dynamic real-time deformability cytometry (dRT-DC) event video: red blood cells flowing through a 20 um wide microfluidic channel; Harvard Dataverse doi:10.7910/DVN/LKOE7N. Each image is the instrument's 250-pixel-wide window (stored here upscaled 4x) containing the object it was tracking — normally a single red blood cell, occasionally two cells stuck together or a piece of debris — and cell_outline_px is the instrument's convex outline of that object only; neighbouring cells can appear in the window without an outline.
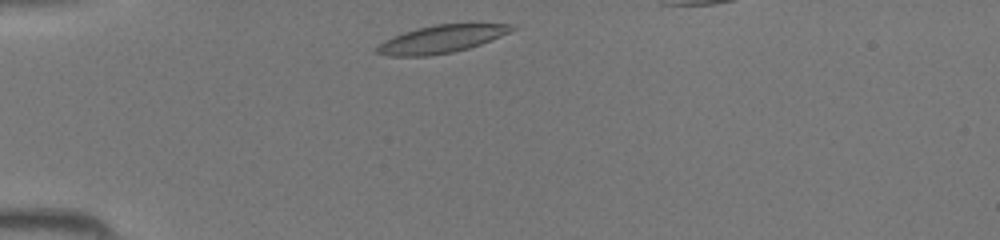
{"species": "common noctule bat (a hibernating species)", "species_latin": "Nyctalus noctula", "temperature_condition": "room temperature", "stored_images_in_passage": 30, "camera_frame_rate_fps": 3000, "um_per_image_px": 0.085, "animal": {"sex": "female", "body_mass_g": 19.5, "forearm_length_mm": 54.1}, "frame": {"image": 1, "passage_image": 1, "time_ms": 0.0, "image_size_px": [1000, 240], "cell_outline_px": [[516, 28], [500, 36], [480, 44], [468, 48], [452, 52], [428, 56], [388, 56], [376, 52], [376, 48], [384, 40], [404, 32], [416, 28], [436, 24], [512, 24]], "centroid_in_image_um": [37.48, 3.32], "position_along_channel_um": 47.5, "area_um2": 21.44}}
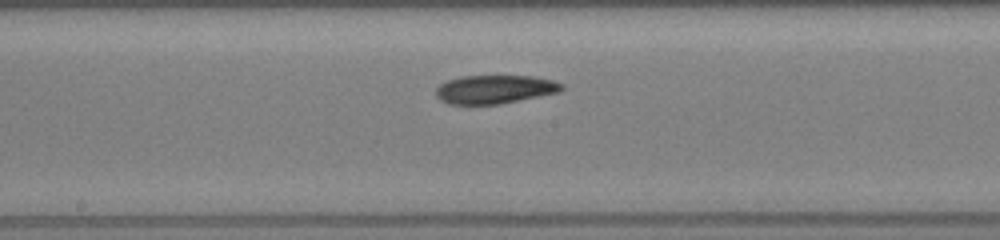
{"frame": {"image": 2, "passage_image": 13, "time_ms": 4.0, "image_size_px": [1000, 240], "cell_outline_px": [[564, 88], [560, 92], [500, 104], [448, 104], [440, 100], [436, 96], [436, 88], [440, 84], [448, 80], [460, 76], [532, 76], [552, 80], [564, 84]], "centroid_in_image_um": [42.06, 7.59], "position_along_channel_um": 206.1, "area_um2": 20.98}}
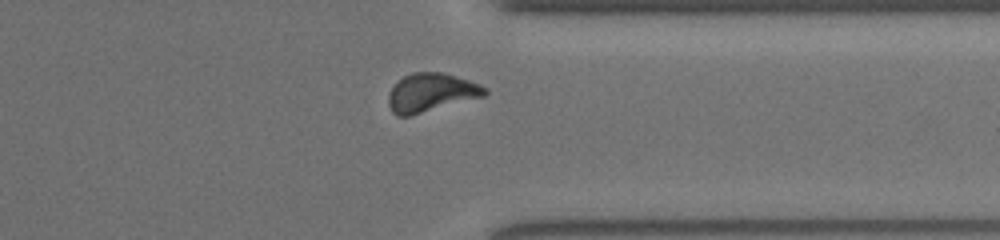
{"frame": {"image": 3, "passage_image": 24, "time_ms": 7.667, "image_size_px": [1000, 240], "cell_outline_px": [[488, 92], [484, 96], [408, 116], [396, 116], [392, 112], [388, 104], [388, 92], [404, 76], [412, 72], [440, 72], [456, 76], [480, 84], [488, 88]], "centroid_in_image_um": [36.63, 7.86], "position_along_channel_um": 374.8, "area_um2": 21.44}}